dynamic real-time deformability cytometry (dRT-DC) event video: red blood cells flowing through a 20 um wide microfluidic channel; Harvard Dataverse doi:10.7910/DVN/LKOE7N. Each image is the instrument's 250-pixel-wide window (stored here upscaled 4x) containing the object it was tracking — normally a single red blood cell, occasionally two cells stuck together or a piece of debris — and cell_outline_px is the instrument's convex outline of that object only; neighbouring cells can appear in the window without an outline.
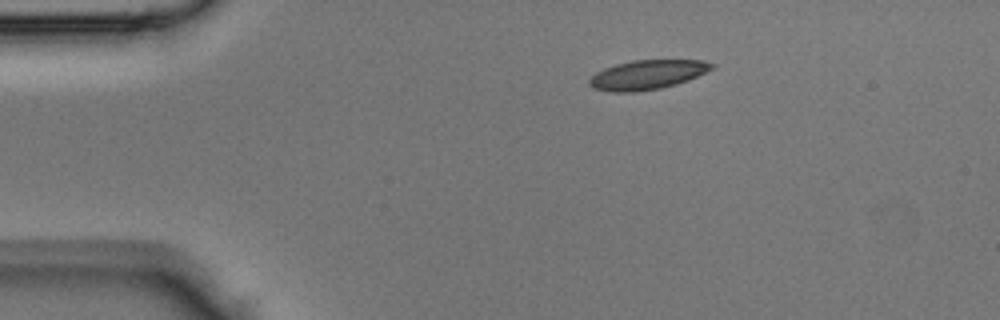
{"species": "Egyptian fruit bat (a non-hibernating species)", "species_latin": "Rousettus aegyptiacus", "temperature_condition": "room temperature", "stored_images_in_passage": 36, "camera_frame_rate_fps": 3000, "um_per_image_px": 0.085, "animal": {"sex": "male"}, "frame": {"image": 1, "passage_image": 1, "time_ms": 0.0, "image_size_px": [1000, 320], "cell_outline_px": [[716, 68], [688, 80], [676, 84], [660, 88], [636, 92], [612, 92], [592, 88], [588, 84], [588, 80], [596, 72], [604, 68], [616, 64], [632, 60], [704, 60], [716, 64]], "centroid_in_image_um": [55.04, 6.35], "position_along_channel_um": 30.0, "area_um2": 21.15}}
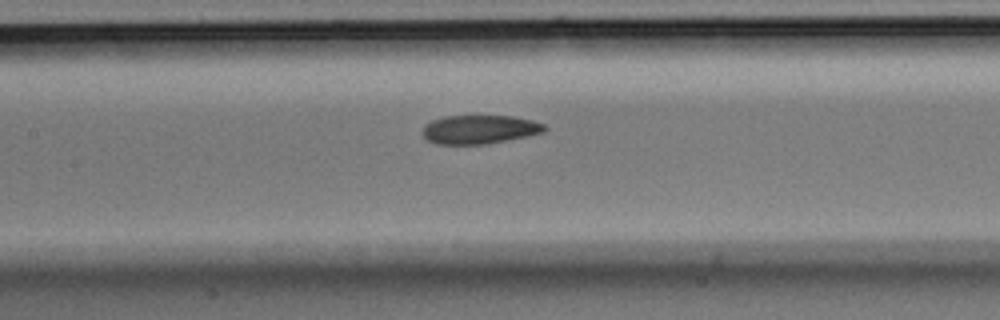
{"frame": {"image": 2, "passage_image": 13, "time_ms": 4.0, "image_size_px": [1000, 320], "cell_outline_px": [[548, 128], [544, 132], [528, 136], [484, 144], [436, 144], [428, 140], [420, 132], [424, 124], [432, 120], [444, 116], [512, 116], [532, 120], [544, 124]], "centroid_in_image_um": [40.73, 11.0], "position_along_channel_um": 166.7, "area_um2": 20.52}}
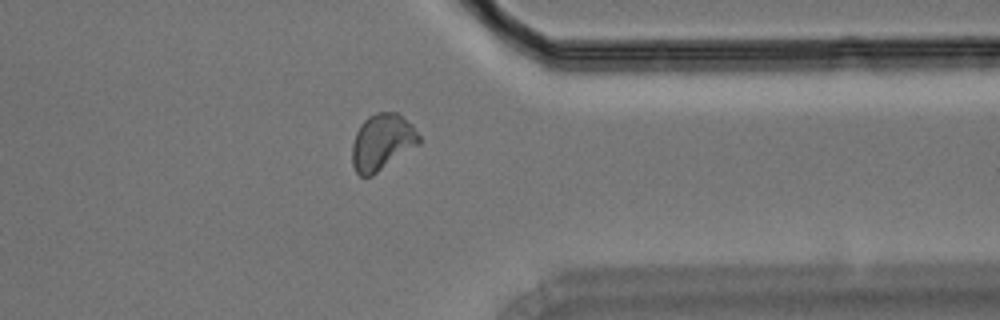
{"frame": {"image": 3, "passage_image": 27, "time_ms": 8.667, "image_size_px": [1000, 320], "cell_outline_px": [[420, 144], [372, 176], [360, 176], [356, 172], [352, 164], [352, 144], [356, 132], [360, 124], [368, 116], [376, 112], [396, 112], [412, 124], [420, 136]], "centroid_in_image_um": [32.47, 12.08], "position_along_channel_um": 378.9, "area_um2": 22.08}}